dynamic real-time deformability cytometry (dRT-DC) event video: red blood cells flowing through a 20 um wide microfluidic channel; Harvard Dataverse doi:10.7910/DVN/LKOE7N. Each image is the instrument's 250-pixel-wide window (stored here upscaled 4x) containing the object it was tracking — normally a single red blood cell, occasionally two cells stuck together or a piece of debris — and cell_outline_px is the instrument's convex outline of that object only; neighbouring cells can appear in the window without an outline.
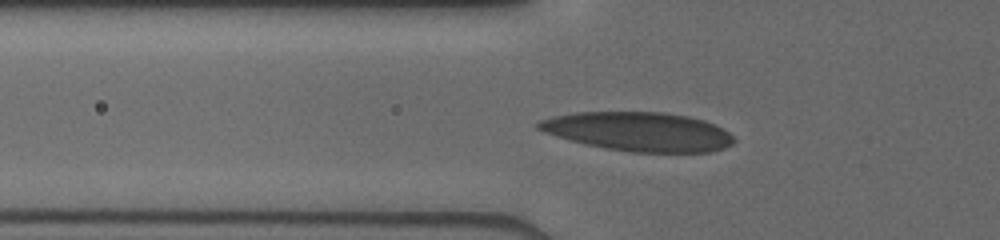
{"species": "human", "species_latin": "Homo sapiens", "temperature_condition": "cold", "stored_images_in_passage": 14, "camera_frame_rate_fps": 3000, "um_per_image_px": 0.085, "donor": {"sex": "male"}, "frame": {"image": 1, "passage_image": 7, "time_ms": 2.333, "image_size_px": [1000, 240], "cell_outline_px": [[736, 140], [732, 144], [724, 148], [708, 152], [632, 152], [604, 148], [584, 144], [568, 140], [544, 132], [536, 128], [536, 124], [540, 120], [556, 116], [576, 112], [664, 112], [688, 116], [704, 120], [728, 132]], "centroid_in_image_um": [54.26, 11.19], "position_along_channel_um": 71.5, "area_um2": 44.33}}
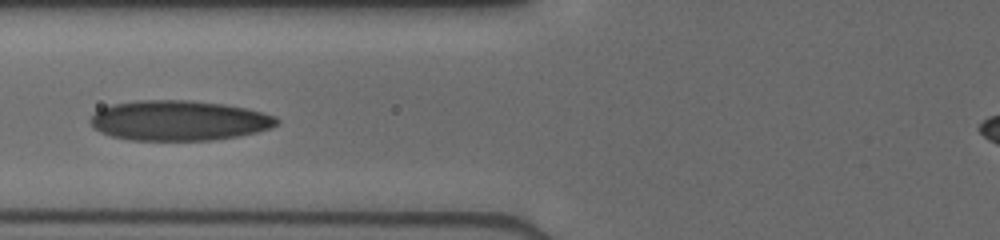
{"frame": {"image": 2, "passage_image": 9, "time_ms": 3.333, "image_size_px": [1000, 240], "cell_outline_px": [[280, 120], [272, 128], [256, 132], [236, 136], [212, 140], [128, 140], [112, 136], [100, 132], [88, 120], [100, 108], [116, 104], [140, 100], [188, 100], [224, 104], [244, 108], [276, 116]], "centroid_in_image_um": [15.21, 10.25], "position_along_channel_um": 110.6, "area_um2": 43.29}}
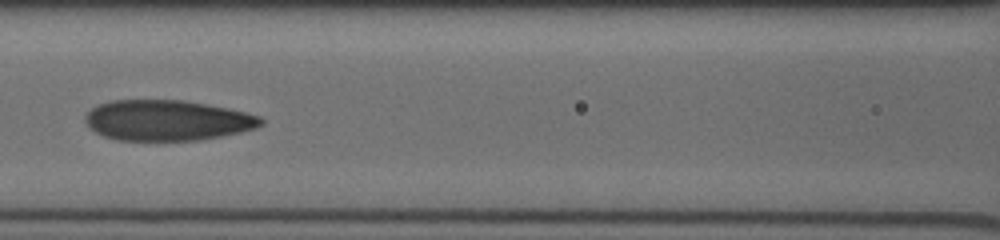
{"frame": {"image": 3, "passage_image": 12, "time_ms": 4.333, "image_size_px": [1000, 240], "cell_outline_px": [[264, 124], [256, 128], [224, 136], [200, 140], [116, 140], [104, 136], [88, 128], [84, 120], [84, 116], [92, 108], [100, 104], [112, 100], [180, 100], [228, 108], [260, 116], [264, 120]], "centroid_in_image_um": [14.21, 10.24], "position_along_channel_um": 152.4, "area_um2": 41.56}}